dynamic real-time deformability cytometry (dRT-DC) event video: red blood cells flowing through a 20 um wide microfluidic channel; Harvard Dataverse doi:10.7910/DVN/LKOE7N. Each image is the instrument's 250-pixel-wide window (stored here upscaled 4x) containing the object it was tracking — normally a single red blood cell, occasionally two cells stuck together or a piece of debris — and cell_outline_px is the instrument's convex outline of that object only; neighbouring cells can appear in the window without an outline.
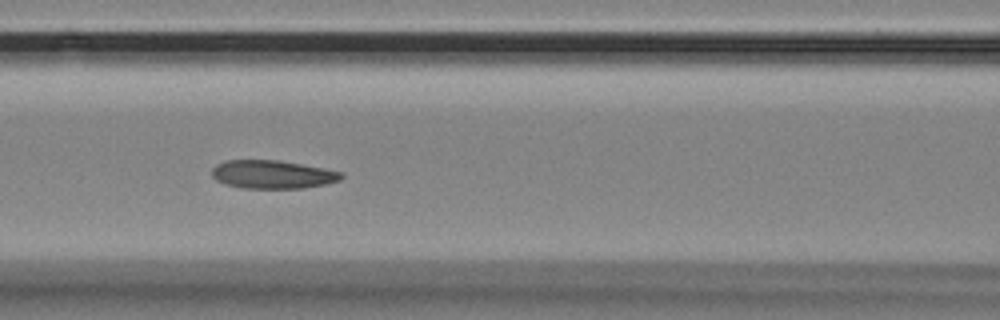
{"species": "Egyptian fruit bat (a non-hibernating species)", "species_latin": "Rousettus aegyptiacus", "temperature_condition": "room temperature", "stored_images_in_passage": 9, "camera_frame_rate_fps": 3000, "um_per_image_px": 0.085, "animal": {"sex": "female"}, "frame": {"image": 1, "passage_image": 6, "time_ms": 1.667, "image_size_px": [1000, 320], "cell_outline_px": [[344, 176], [340, 180], [324, 184], [304, 188], [240, 188], [224, 184], [216, 180], [212, 176], [212, 168], [216, 164], [224, 160], [280, 160], [324, 168], [340, 172]], "centroid_in_image_um": [23.12, 14.82], "position_along_channel_um": 143.5, "area_um2": 21.44}}
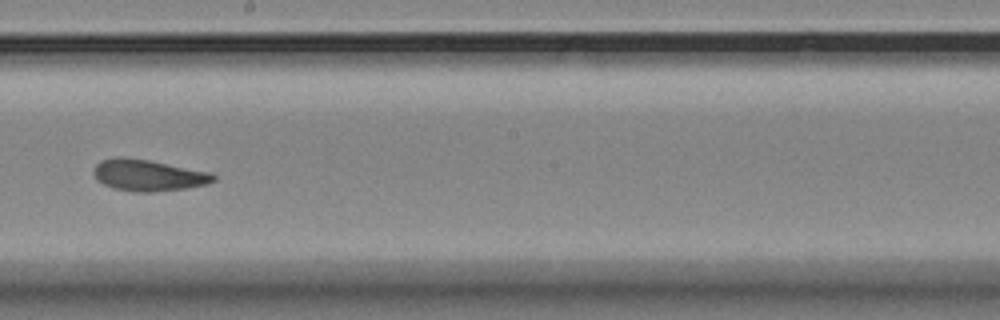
{"frame": {"image": 2, "passage_image": 8, "time_ms": 2.333, "image_size_px": [1000, 320], "cell_outline_px": [[216, 180], [208, 184], [184, 188], [152, 192], [136, 192], [112, 188], [96, 180], [92, 172], [96, 164], [100, 160], [116, 156], [120, 156], [148, 160], [212, 172], [216, 176]], "centroid_in_image_um": [12.58, 14.89], "position_along_channel_um": 235.6, "area_um2": 22.14}}
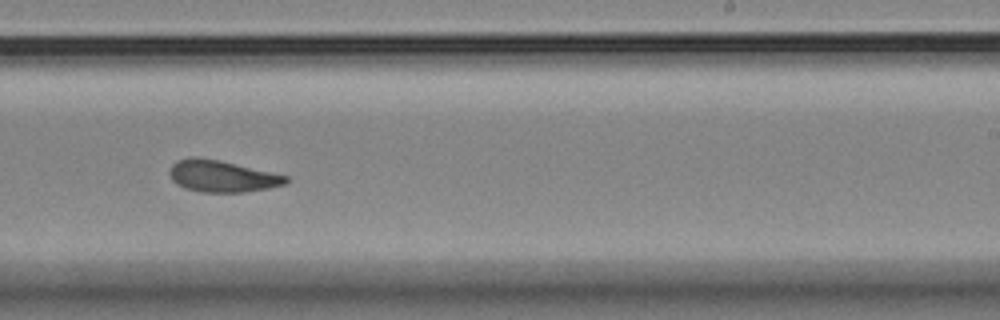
{"frame": {"image": 3, "passage_image": 9, "time_ms": 2.667, "image_size_px": [1000, 320], "cell_outline_px": [[288, 180], [284, 184], [268, 188], [244, 192], [200, 192], [184, 188], [176, 184], [172, 180], [168, 172], [172, 164], [176, 160], [192, 156], [196, 156], [220, 160], [288, 176]], "centroid_in_image_um": [18.81, 14.97], "position_along_channel_um": 270.2, "area_um2": 21.56}}